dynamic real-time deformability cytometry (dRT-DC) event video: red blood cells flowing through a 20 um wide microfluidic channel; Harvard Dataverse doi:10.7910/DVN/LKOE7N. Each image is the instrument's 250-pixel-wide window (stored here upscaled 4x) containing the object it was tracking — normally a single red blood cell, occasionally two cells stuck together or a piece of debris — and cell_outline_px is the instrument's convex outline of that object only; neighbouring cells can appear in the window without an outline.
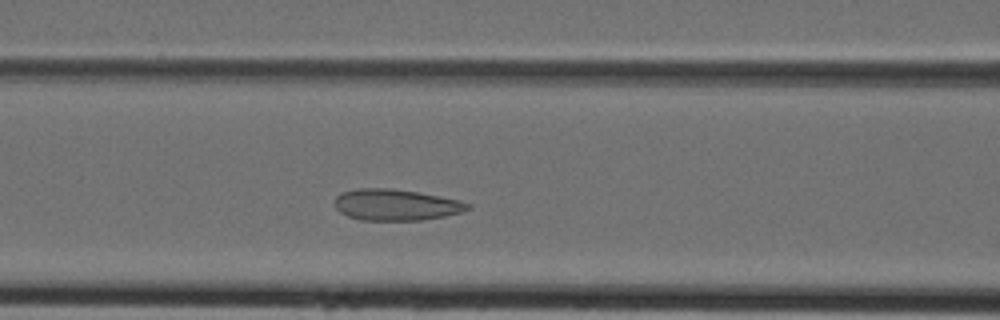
{"species": "Egyptian fruit bat (a non-hibernating species)", "species_latin": "Rousettus aegyptiacus", "temperature_condition": "cold", "stored_images_in_passage": 35, "camera_frame_rate_fps": 3000, "um_per_image_px": 0.085, "animal": {"sex": "female"}, "frame": {"image": 1, "passage_image": 9, "time_ms": 2.667, "image_size_px": [1000, 320], "cell_outline_px": [[472, 208], [460, 212], [444, 216], [420, 220], [360, 220], [348, 216], [340, 212], [336, 208], [336, 196], [344, 192], [360, 188], [388, 188], [416, 192], [460, 200], [472, 204]], "centroid_in_image_um": [33.68, 17.41], "position_along_channel_um": 132.9, "area_um2": 23.99}}
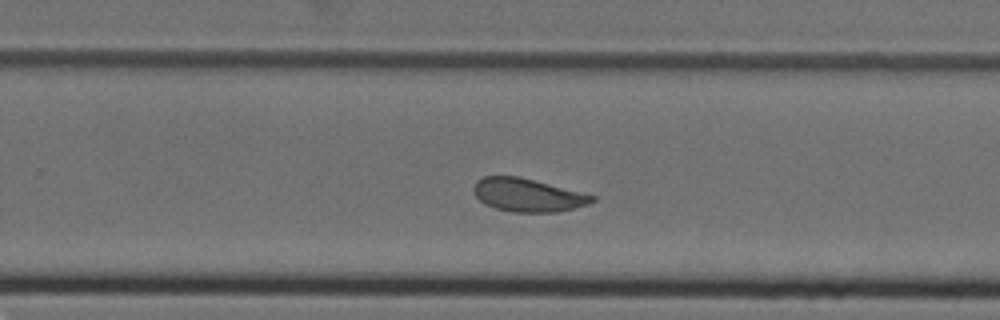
{"frame": {"image": 2, "passage_image": 19, "time_ms": 6.0, "image_size_px": [1000, 320], "cell_outline_px": [[596, 200], [588, 204], [556, 212], [512, 212], [496, 208], [484, 204], [472, 192], [472, 188], [476, 180], [484, 176], [520, 176], [596, 196]], "centroid_in_image_um": [44.82, 16.57], "position_along_channel_um": 285.0, "area_um2": 22.95}}
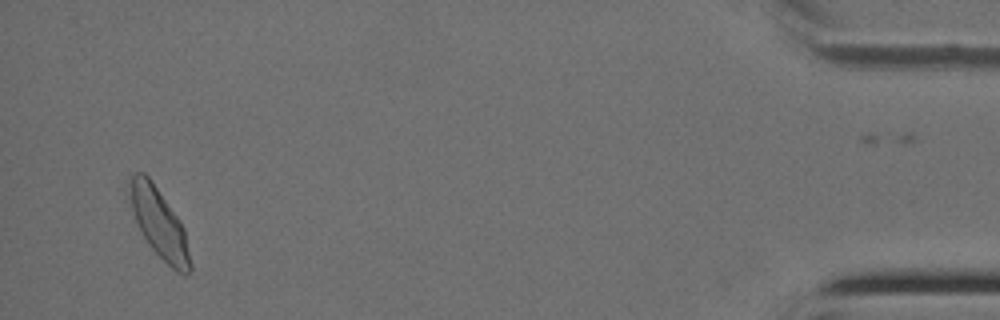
{"frame": {"image": 3, "passage_image": 33, "time_ms": 10.667, "image_size_px": [1000, 320], "cell_outline_px": [[192, 272], [184, 276], [176, 272], [148, 244], [136, 220], [132, 208], [132, 176], [136, 172], [144, 172], [148, 176], [180, 220], [184, 228], [192, 264]], "centroid_in_image_um": [13.62, 19.08], "position_along_channel_um": 421.6, "area_um2": 23.7}}